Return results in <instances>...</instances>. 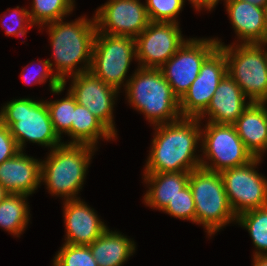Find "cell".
Masks as SVG:
<instances>
[{"label": "cell", "instance_id": "6da1fadb", "mask_svg": "<svg viewBox=\"0 0 267 266\" xmlns=\"http://www.w3.org/2000/svg\"><path fill=\"white\" fill-rule=\"evenodd\" d=\"M202 124L198 118L180 119L155 125L152 147L143 173L191 172L201 167L196 155Z\"/></svg>", "mask_w": 267, "mask_h": 266}, {"label": "cell", "instance_id": "7a4b0ae2", "mask_svg": "<svg viewBox=\"0 0 267 266\" xmlns=\"http://www.w3.org/2000/svg\"><path fill=\"white\" fill-rule=\"evenodd\" d=\"M91 19L81 16L73 22H64L60 19L46 24V32L49 33L52 46V58L55 61L53 64L50 60V66L63 86L66 85L67 77L90 71L97 32L95 17ZM82 63V66L77 67Z\"/></svg>", "mask_w": 267, "mask_h": 266}, {"label": "cell", "instance_id": "3957f363", "mask_svg": "<svg viewBox=\"0 0 267 266\" xmlns=\"http://www.w3.org/2000/svg\"><path fill=\"white\" fill-rule=\"evenodd\" d=\"M124 86L127 102L153 126L181 118L179 99L159 68L138 67Z\"/></svg>", "mask_w": 267, "mask_h": 266}, {"label": "cell", "instance_id": "277c9868", "mask_svg": "<svg viewBox=\"0 0 267 266\" xmlns=\"http://www.w3.org/2000/svg\"><path fill=\"white\" fill-rule=\"evenodd\" d=\"M95 150L87 144L62 142L41 161L40 182H44L51 195L63 197L64 201L80 199L77 195Z\"/></svg>", "mask_w": 267, "mask_h": 266}, {"label": "cell", "instance_id": "5b68a950", "mask_svg": "<svg viewBox=\"0 0 267 266\" xmlns=\"http://www.w3.org/2000/svg\"><path fill=\"white\" fill-rule=\"evenodd\" d=\"M0 121L9 127L20 151L28 141L50 147V150L62 143L54 131L44 100L13 99L1 107Z\"/></svg>", "mask_w": 267, "mask_h": 266}, {"label": "cell", "instance_id": "8992f818", "mask_svg": "<svg viewBox=\"0 0 267 266\" xmlns=\"http://www.w3.org/2000/svg\"><path fill=\"white\" fill-rule=\"evenodd\" d=\"M188 184L195 202V224H202L208 236L236 222L219 172L202 167L192 170Z\"/></svg>", "mask_w": 267, "mask_h": 266}, {"label": "cell", "instance_id": "52a82bcc", "mask_svg": "<svg viewBox=\"0 0 267 266\" xmlns=\"http://www.w3.org/2000/svg\"><path fill=\"white\" fill-rule=\"evenodd\" d=\"M227 60V74L249 102L267 103V50L260 43L224 45L215 38Z\"/></svg>", "mask_w": 267, "mask_h": 266}, {"label": "cell", "instance_id": "ba28073f", "mask_svg": "<svg viewBox=\"0 0 267 266\" xmlns=\"http://www.w3.org/2000/svg\"><path fill=\"white\" fill-rule=\"evenodd\" d=\"M204 126L205 129H201L200 142V150L204 156L201 157L202 168L220 173L247 164L254 158L246 149L233 124L207 122Z\"/></svg>", "mask_w": 267, "mask_h": 266}, {"label": "cell", "instance_id": "9c48e42d", "mask_svg": "<svg viewBox=\"0 0 267 266\" xmlns=\"http://www.w3.org/2000/svg\"><path fill=\"white\" fill-rule=\"evenodd\" d=\"M136 59L134 38L96 32L90 71L120 91L132 60Z\"/></svg>", "mask_w": 267, "mask_h": 266}, {"label": "cell", "instance_id": "30bf717a", "mask_svg": "<svg viewBox=\"0 0 267 266\" xmlns=\"http://www.w3.org/2000/svg\"><path fill=\"white\" fill-rule=\"evenodd\" d=\"M261 159L220 172L225 192L236 216L267 206V178L255 170Z\"/></svg>", "mask_w": 267, "mask_h": 266}, {"label": "cell", "instance_id": "8fae6325", "mask_svg": "<svg viewBox=\"0 0 267 266\" xmlns=\"http://www.w3.org/2000/svg\"><path fill=\"white\" fill-rule=\"evenodd\" d=\"M217 47L215 38H190L159 68L179 100L199 75L202 63Z\"/></svg>", "mask_w": 267, "mask_h": 266}, {"label": "cell", "instance_id": "7c38bea8", "mask_svg": "<svg viewBox=\"0 0 267 266\" xmlns=\"http://www.w3.org/2000/svg\"><path fill=\"white\" fill-rule=\"evenodd\" d=\"M187 40L179 23L151 21L135 38L137 67L160 68Z\"/></svg>", "mask_w": 267, "mask_h": 266}, {"label": "cell", "instance_id": "4fadbf2b", "mask_svg": "<svg viewBox=\"0 0 267 266\" xmlns=\"http://www.w3.org/2000/svg\"><path fill=\"white\" fill-rule=\"evenodd\" d=\"M226 74V56L217 47L202 63L199 75L179 100L181 117L198 118L207 109L217 86Z\"/></svg>", "mask_w": 267, "mask_h": 266}, {"label": "cell", "instance_id": "5bb4252c", "mask_svg": "<svg viewBox=\"0 0 267 266\" xmlns=\"http://www.w3.org/2000/svg\"><path fill=\"white\" fill-rule=\"evenodd\" d=\"M94 17L99 33L134 39L151 22L140 0H109L97 9Z\"/></svg>", "mask_w": 267, "mask_h": 266}, {"label": "cell", "instance_id": "9a60e30c", "mask_svg": "<svg viewBox=\"0 0 267 266\" xmlns=\"http://www.w3.org/2000/svg\"><path fill=\"white\" fill-rule=\"evenodd\" d=\"M71 85L68 91L78 104L86 107L97 117L117 138L114 122V104L119 90L104 83L91 71L71 76Z\"/></svg>", "mask_w": 267, "mask_h": 266}, {"label": "cell", "instance_id": "2e32d148", "mask_svg": "<svg viewBox=\"0 0 267 266\" xmlns=\"http://www.w3.org/2000/svg\"><path fill=\"white\" fill-rule=\"evenodd\" d=\"M63 205L65 244L90 245L108 228L84 201L65 200Z\"/></svg>", "mask_w": 267, "mask_h": 266}, {"label": "cell", "instance_id": "e0dca14e", "mask_svg": "<svg viewBox=\"0 0 267 266\" xmlns=\"http://www.w3.org/2000/svg\"><path fill=\"white\" fill-rule=\"evenodd\" d=\"M41 161L19 151L0 164V185L11 194L31 195L41 186Z\"/></svg>", "mask_w": 267, "mask_h": 266}, {"label": "cell", "instance_id": "ac0fdd59", "mask_svg": "<svg viewBox=\"0 0 267 266\" xmlns=\"http://www.w3.org/2000/svg\"><path fill=\"white\" fill-rule=\"evenodd\" d=\"M239 85L226 74L214 92L207 109L198 117L201 121L207 115V122L233 124L250 105Z\"/></svg>", "mask_w": 267, "mask_h": 266}, {"label": "cell", "instance_id": "d6986e66", "mask_svg": "<svg viewBox=\"0 0 267 266\" xmlns=\"http://www.w3.org/2000/svg\"><path fill=\"white\" fill-rule=\"evenodd\" d=\"M227 14L241 44L261 43L267 9L239 0H224Z\"/></svg>", "mask_w": 267, "mask_h": 266}, {"label": "cell", "instance_id": "ffe728a7", "mask_svg": "<svg viewBox=\"0 0 267 266\" xmlns=\"http://www.w3.org/2000/svg\"><path fill=\"white\" fill-rule=\"evenodd\" d=\"M233 125L246 149L261 159L267 146L266 103L251 102Z\"/></svg>", "mask_w": 267, "mask_h": 266}, {"label": "cell", "instance_id": "44dd1931", "mask_svg": "<svg viewBox=\"0 0 267 266\" xmlns=\"http://www.w3.org/2000/svg\"><path fill=\"white\" fill-rule=\"evenodd\" d=\"M189 175L190 172L144 173L143 179L149 189L143 197L144 204L163 211L188 185Z\"/></svg>", "mask_w": 267, "mask_h": 266}, {"label": "cell", "instance_id": "7402d4cb", "mask_svg": "<svg viewBox=\"0 0 267 266\" xmlns=\"http://www.w3.org/2000/svg\"><path fill=\"white\" fill-rule=\"evenodd\" d=\"M88 246L98 266H122L136 250L134 240L109 228Z\"/></svg>", "mask_w": 267, "mask_h": 266}, {"label": "cell", "instance_id": "603a6c76", "mask_svg": "<svg viewBox=\"0 0 267 266\" xmlns=\"http://www.w3.org/2000/svg\"><path fill=\"white\" fill-rule=\"evenodd\" d=\"M116 136L86 107L76 104L72 120V141L65 143L87 144L97 147L98 140H115Z\"/></svg>", "mask_w": 267, "mask_h": 266}, {"label": "cell", "instance_id": "cb8c5ba5", "mask_svg": "<svg viewBox=\"0 0 267 266\" xmlns=\"http://www.w3.org/2000/svg\"><path fill=\"white\" fill-rule=\"evenodd\" d=\"M27 197L10 193L0 202V227L16 237H20L30 221Z\"/></svg>", "mask_w": 267, "mask_h": 266}, {"label": "cell", "instance_id": "d4e9b609", "mask_svg": "<svg viewBox=\"0 0 267 266\" xmlns=\"http://www.w3.org/2000/svg\"><path fill=\"white\" fill-rule=\"evenodd\" d=\"M236 223L248 230L256 248L253 256L267 255V206L238 215Z\"/></svg>", "mask_w": 267, "mask_h": 266}, {"label": "cell", "instance_id": "484cf974", "mask_svg": "<svg viewBox=\"0 0 267 266\" xmlns=\"http://www.w3.org/2000/svg\"><path fill=\"white\" fill-rule=\"evenodd\" d=\"M74 2L75 0H33L32 9L28 12L32 23L40 28L71 14Z\"/></svg>", "mask_w": 267, "mask_h": 266}, {"label": "cell", "instance_id": "4316f807", "mask_svg": "<svg viewBox=\"0 0 267 266\" xmlns=\"http://www.w3.org/2000/svg\"><path fill=\"white\" fill-rule=\"evenodd\" d=\"M55 133L61 139L65 133L72 139V120L77 101L68 91L67 96L54 101H46Z\"/></svg>", "mask_w": 267, "mask_h": 266}, {"label": "cell", "instance_id": "83f0119b", "mask_svg": "<svg viewBox=\"0 0 267 266\" xmlns=\"http://www.w3.org/2000/svg\"><path fill=\"white\" fill-rule=\"evenodd\" d=\"M53 266H98L88 245L63 244L53 259Z\"/></svg>", "mask_w": 267, "mask_h": 266}, {"label": "cell", "instance_id": "f1b7e54d", "mask_svg": "<svg viewBox=\"0 0 267 266\" xmlns=\"http://www.w3.org/2000/svg\"><path fill=\"white\" fill-rule=\"evenodd\" d=\"M145 7L152 22L179 23L176 19L186 0H145ZM191 3V0H188Z\"/></svg>", "mask_w": 267, "mask_h": 266}, {"label": "cell", "instance_id": "f546056e", "mask_svg": "<svg viewBox=\"0 0 267 266\" xmlns=\"http://www.w3.org/2000/svg\"><path fill=\"white\" fill-rule=\"evenodd\" d=\"M37 62H39L40 68L35 70L34 73H30L29 69H27V67L29 68L28 65L22 70L23 73H21L20 76L22 78V81L28 85L44 84L47 81V78H50L49 87L51 92L54 94L61 93L65 89V86L62 85V82L58 79L55 73H53L52 68L50 66V60L49 59H46L45 61L38 60Z\"/></svg>", "mask_w": 267, "mask_h": 266}, {"label": "cell", "instance_id": "4dcf8cb0", "mask_svg": "<svg viewBox=\"0 0 267 266\" xmlns=\"http://www.w3.org/2000/svg\"><path fill=\"white\" fill-rule=\"evenodd\" d=\"M163 212L172 217L195 223V202L189 184L179 191V194L169 202Z\"/></svg>", "mask_w": 267, "mask_h": 266}, {"label": "cell", "instance_id": "1f68e13d", "mask_svg": "<svg viewBox=\"0 0 267 266\" xmlns=\"http://www.w3.org/2000/svg\"><path fill=\"white\" fill-rule=\"evenodd\" d=\"M12 13L9 12V18L7 14H4L2 18H8L9 23L5 22L6 20L1 21L2 26L5 28V34L6 36L12 35V36H25L26 33H28V29L34 26V24L31 21L29 10L26 8H19L17 6L16 8H13ZM11 22V23H10Z\"/></svg>", "mask_w": 267, "mask_h": 266}, {"label": "cell", "instance_id": "d6a6232c", "mask_svg": "<svg viewBox=\"0 0 267 266\" xmlns=\"http://www.w3.org/2000/svg\"><path fill=\"white\" fill-rule=\"evenodd\" d=\"M20 151L8 126L0 121V164L12 158Z\"/></svg>", "mask_w": 267, "mask_h": 266}, {"label": "cell", "instance_id": "836d02e7", "mask_svg": "<svg viewBox=\"0 0 267 266\" xmlns=\"http://www.w3.org/2000/svg\"><path fill=\"white\" fill-rule=\"evenodd\" d=\"M219 1L220 0H191V4L197 11H200L203 8H206L205 10L211 11V9L216 7Z\"/></svg>", "mask_w": 267, "mask_h": 266}, {"label": "cell", "instance_id": "e575fe53", "mask_svg": "<svg viewBox=\"0 0 267 266\" xmlns=\"http://www.w3.org/2000/svg\"><path fill=\"white\" fill-rule=\"evenodd\" d=\"M253 266H267V255L253 256Z\"/></svg>", "mask_w": 267, "mask_h": 266}, {"label": "cell", "instance_id": "d590c367", "mask_svg": "<svg viewBox=\"0 0 267 266\" xmlns=\"http://www.w3.org/2000/svg\"><path fill=\"white\" fill-rule=\"evenodd\" d=\"M249 2L255 6L267 9V0H239Z\"/></svg>", "mask_w": 267, "mask_h": 266}, {"label": "cell", "instance_id": "8d00e7d4", "mask_svg": "<svg viewBox=\"0 0 267 266\" xmlns=\"http://www.w3.org/2000/svg\"><path fill=\"white\" fill-rule=\"evenodd\" d=\"M260 44H262L266 48V45H267V13H266V23H265L264 35H263V38H262V41Z\"/></svg>", "mask_w": 267, "mask_h": 266}, {"label": "cell", "instance_id": "74e56055", "mask_svg": "<svg viewBox=\"0 0 267 266\" xmlns=\"http://www.w3.org/2000/svg\"><path fill=\"white\" fill-rule=\"evenodd\" d=\"M8 194L10 193L0 185V202H2Z\"/></svg>", "mask_w": 267, "mask_h": 266}]
</instances>
